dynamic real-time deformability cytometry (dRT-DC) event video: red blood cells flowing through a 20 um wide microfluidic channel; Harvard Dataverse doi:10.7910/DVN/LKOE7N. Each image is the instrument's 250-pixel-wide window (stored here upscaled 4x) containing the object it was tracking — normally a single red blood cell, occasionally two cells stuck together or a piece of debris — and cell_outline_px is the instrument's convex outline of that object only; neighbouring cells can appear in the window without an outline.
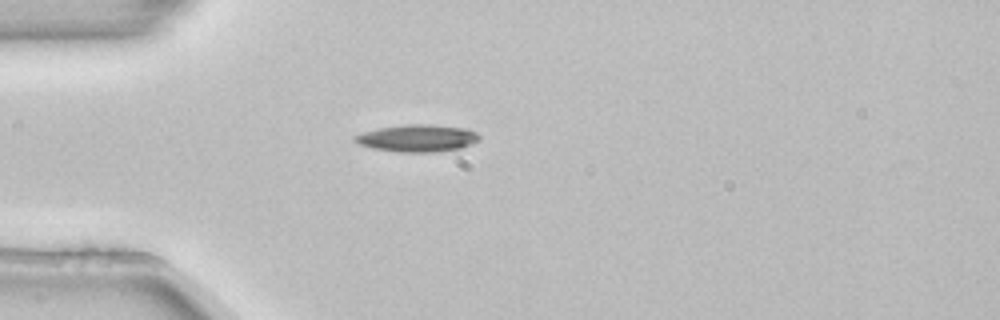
{"species": "common noctule bat (a hibernating species)", "species_latin": "Nyctalus noctula", "temperature_condition": "room temperature", "stored_images_in_passage": 1, "camera_frame_rate_fps": 3000, "um_per_image_px": 0.085, "animal": {"sex": "female", "body_mass_g": 22.7, "forearm_length_mm": 54.2}, "frame": {"image": 1, "passage_image": 1, "time_ms": 0.0, "image_size_px": [1000, 320], "cell_outline_px": [[480, 140], [460, 148], [432, 152], [396, 152], [372, 148], [360, 144], [352, 140], [352, 136], [364, 132], [380, 128], [408, 124], [432, 124], [468, 128], [476, 132], [480, 136]], "centroid_in_image_um": [35.49, 11.74], "position_along_channel_um": 49.5, "area_um2": 19.77}}